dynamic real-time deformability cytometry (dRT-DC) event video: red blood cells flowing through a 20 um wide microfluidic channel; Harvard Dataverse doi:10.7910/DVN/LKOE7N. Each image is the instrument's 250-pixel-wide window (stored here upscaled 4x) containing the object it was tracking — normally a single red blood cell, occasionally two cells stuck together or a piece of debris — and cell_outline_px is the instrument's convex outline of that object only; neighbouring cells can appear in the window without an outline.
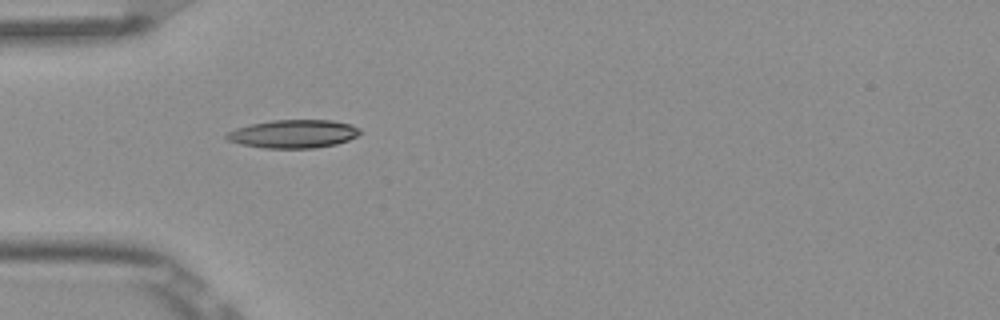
{"species": "Egyptian fruit bat (a non-hibernating species)", "species_latin": "Rousettus aegyptiacus", "temperature_condition": "room temperature", "stored_images_in_passage": 4, "camera_frame_rate_fps": 3000, "um_per_image_px": 0.085, "frame": {"image": 1, "passage_image": 3, "time_ms": 0.667, "image_size_px": [1000, 320], "cell_outline_px": [[360, 132], [356, 136], [348, 140], [336, 144], [316, 148], [264, 148], [240, 144], [228, 140], [224, 136], [228, 132], [236, 128], [252, 124], [272, 120], [332, 120], [352, 124], [360, 128]], "centroid_in_image_um": [24.95, 11.38], "position_along_channel_um": 60.1, "area_um2": 21.96}}
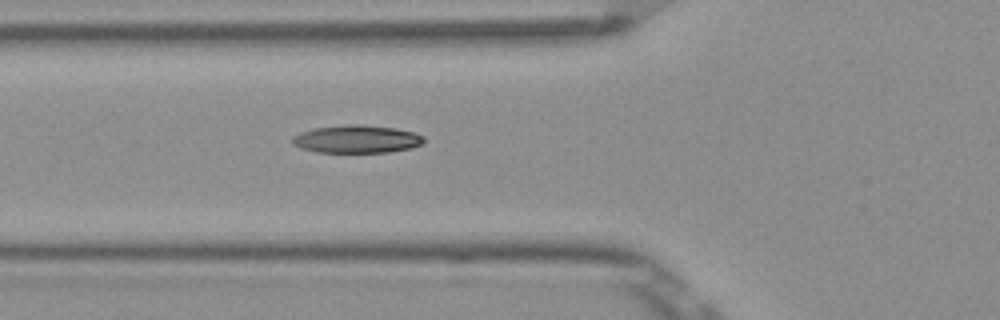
{"frame": {"image": 2, "passage_image": 4, "time_ms": 1.0, "image_size_px": [1000, 320], "cell_outline_px": [[424, 140], [420, 144], [412, 148], [388, 152], [316, 152], [300, 148], [292, 144], [292, 136], [300, 132], [312, 128], [348, 124], [360, 124], [396, 128], [412, 132], [424, 136]], "centroid_in_image_um": [30.28, 11.82], "position_along_channel_um": 95.5, "area_um2": 21.44}}